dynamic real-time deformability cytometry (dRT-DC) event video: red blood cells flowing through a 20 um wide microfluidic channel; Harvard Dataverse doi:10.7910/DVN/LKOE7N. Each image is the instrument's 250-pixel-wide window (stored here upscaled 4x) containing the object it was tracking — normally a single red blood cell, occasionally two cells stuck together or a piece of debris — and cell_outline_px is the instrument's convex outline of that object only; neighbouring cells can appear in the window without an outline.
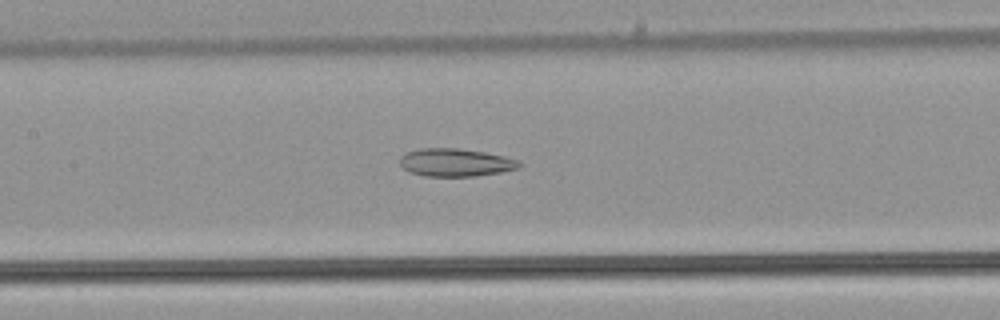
{"species": "common noctule bat (a hibernating species)", "species_latin": "Nyctalus noctula", "temperature_condition": "warm", "stored_images_in_passage": 48, "camera_frame_rate_fps": 3000, "um_per_image_px": 0.085, "animal": {"sex": "male", "body_mass_g": 21.5, "forearm_length_mm": 52.0}, "frame": {"image": 1, "passage_image": 21, "time_ms": 6.667, "image_size_px": [1000, 320], "cell_outline_px": [[524, 164], [520, 168], [500, 172], [476, 176], [424, 176], [408, 172], [400, 164], [400, 156], [404, 152], [420, 148], [456, 148], [484, 152], [504, 156], [520, 160]], "centroid_in_image_um": [38.73, 13.81], "position_along_channel_um": 168.7, "area_um2": 19.65}}
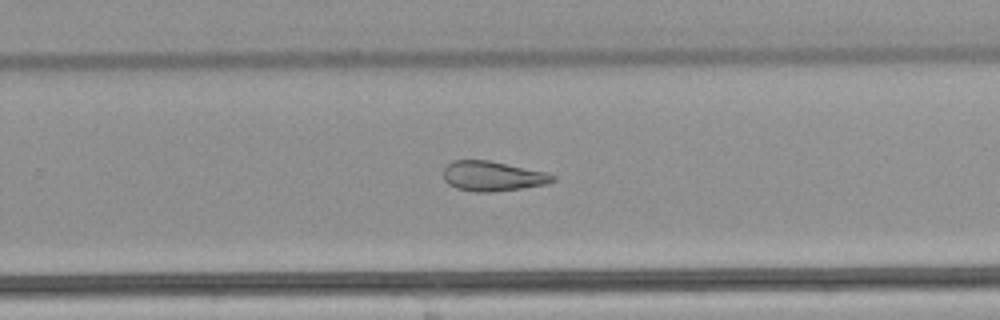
{"frame": {"image": 2, "passage_image": 30, "time_ms": 9.667, "image_size_px": [1000, 320], "cell_outline_px": [[556, 180], [548, 184], [492, 192], [476, 192], [456, 188], [448, 184], [444, 180], [444, 168], [452, 160], [488, 160], [544, 172], [556, 176]], "centroid_in_image_um": [41.85, 14.97], "position_along_channel_um": 288.0, "area_um2": 18.9}}
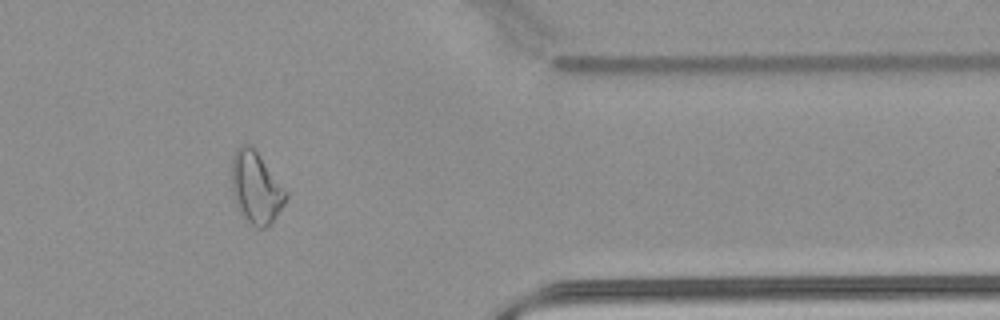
{"frame": {"image": 3, "passage_image": 39, "time_ms": 12.667, "image_size_px": [1000, 320], "cell_outline_px": [[288, 196], [284, 204], [276, 216], [264, 228], [256, 228], [240, 212], [232, 196], [232, 156], [236, 148], [240, 144], [248, 144], [256, 152], [288, 192]], "centroid_in_image_um": [21.74, 15.94], "position_along_channel_um": 389.7, "area_um2": 22.31}, "authors_computed_cell_mechanics": {"area_um2": 22.9466, "velocity_mm_per_s": 3.9895, "shape_relaxation_time_tau1_ms": null, "shape_relaxation_time_tau2_ms": 4.221, "deformation_change_tau1": null, "deformation_change_tau2": 0.1536}}